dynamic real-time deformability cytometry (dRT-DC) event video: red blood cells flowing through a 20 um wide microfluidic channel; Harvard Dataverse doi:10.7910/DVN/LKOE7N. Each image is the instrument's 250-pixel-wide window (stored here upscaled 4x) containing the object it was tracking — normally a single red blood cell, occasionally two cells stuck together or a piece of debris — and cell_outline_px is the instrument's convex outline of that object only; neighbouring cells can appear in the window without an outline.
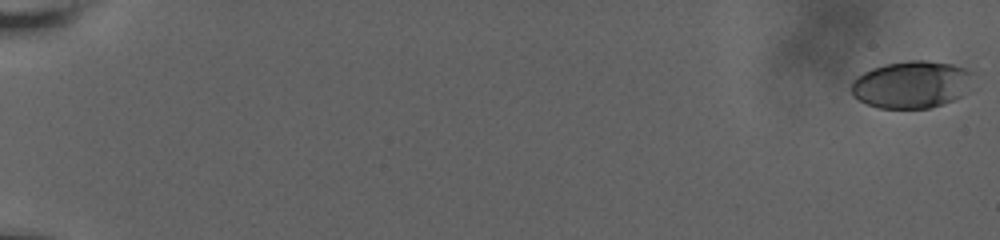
{"species": "human", "species_latin": "Homo sapiens", "temperature_condition": "room temperature", "stored_images_in_passage": 61, "camera_frame_rate_fps": 3000, "um_per_image_px": 0.085, "donor": {"sex": "male"}, "frame": {"image": 1, "passage_image": 1, "time_ms": 0.0, "image_size_px": [1000, 240], "cell_outline_px": [[972, 72], [960, 96], [952, 100], [928, 108], [880, 108], [868, 104], [852, 96], [852, 80], [856, 76], [872, 68], [884, 64], [908, 60], [924, 60], [952, 64], [964, 68]], "centroid_in_image_um": [77.39, 7.17], "position_along_channel_um": 7.6, "area_um2": 32.89}}
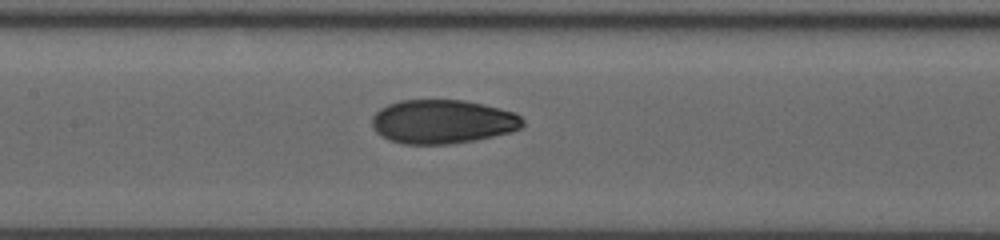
{"frame": {"image": 2, "passage_image": 33, "time_ms": 10.667, "image_size_px": [1000, 240], "cell_outline_px": [[524, 124], [520, 128], [512, 132], [476, 140], [448, 144], [404, 144], [388, 140], [380, 136], [372, 128], [372, 116], [380, 108], [388, 104], [400, 100], [464, 100], [484, 104], [516, 112], [524, 120]], "centroid_in_image_um": [37.62, 10.34], "position_along_channel_um": 169.8, "area_um2": 38.96}}
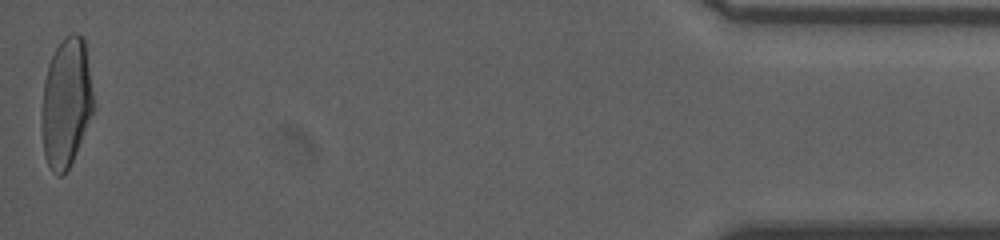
{"frame": {"image": 3, "passage_image": 61, "time_ms": 20.0, "image_size_px": [1000, 240], "cell_outline_px": [[92, 112], [76, 152], [68, 168], [60, 176], [56, 176], [52, 172], [44, 156], [40, 128], [40, 116], [44, 80], [48, 64], [56, 48], [72, 32], [76, 32], [84, 36], [92, 92]], "centroid_in_image_um": [5.57, 8.75], "position_along_channel_um": 429.6, "area_um2": 38.78}, "authors_computed_cell_mechanics": {"area_um2": 37.57, "velocity_mm_per_s": 3.6685, "shape_relaxation_time_tau1_ms": 6.6611, "shape_relaxation_time_tau2_ms": 1.1832, "deformation_change_tau1": 0.2086, "deformation_change_tau2": 0.0528}}